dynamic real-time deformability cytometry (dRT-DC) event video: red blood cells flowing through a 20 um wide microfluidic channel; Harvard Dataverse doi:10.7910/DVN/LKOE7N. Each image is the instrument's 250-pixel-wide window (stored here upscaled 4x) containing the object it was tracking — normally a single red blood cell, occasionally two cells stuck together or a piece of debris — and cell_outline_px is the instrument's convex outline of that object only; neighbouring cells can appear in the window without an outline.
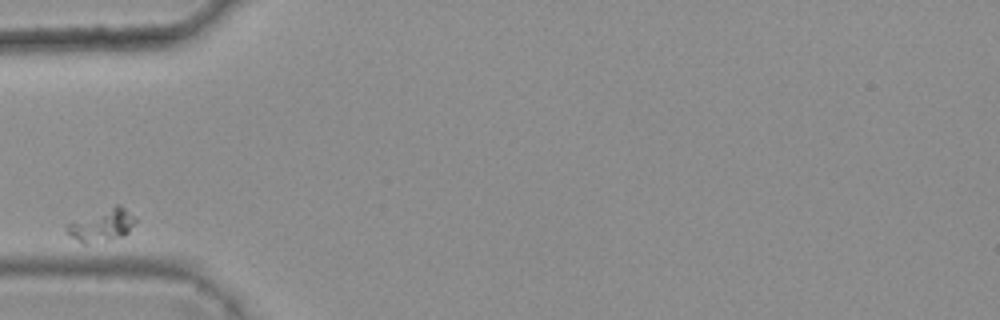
{"species": "common noctule bat (a hibernating species)", "species_latin": "Nyctalus noctula", "temperature_condition": "warm", "stored_images_in_passage": 5, "camera_frame_rate_fps": 3000, "um_per_image_px": 0.085, "animal": {"sex": "female", "body_mass_g": 25.1}, "frame": {"image": 1, "passage_image": 1, "time_ms": 0.0, "image_size_px": [1000, 320], "cell_outline_px": [[136, 220], [128, 232], [124, 236], [84, 244], [64, 232], [64, 228], [68, 224], [116, 204], [120, 204], [136, 216]], "centroid_in_image_um": [8.69, 19.13], "position_along_channel_um": 76.3, "area_um2": 12.66}}
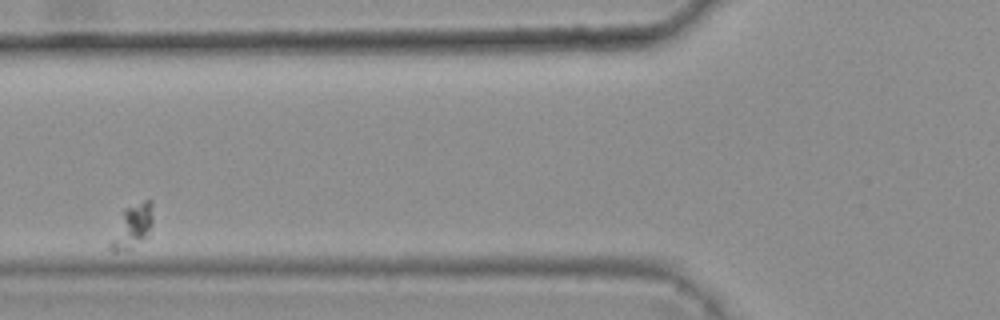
{"frame": {"image": 2, "passage_image": 2, "time_ms": 0.333, "image_size_px": [1000, 320], "cell_outline_px": [[152, 224], [144, 236], [132, 248], [116, 252], [112, 252], [108, 248], [108, 244], [124, 208], [144, 200], [152, 200]], "centroid_in_image_um": [11.19, 19.23], "position_along_channel_um": 114.6, "area_um2": 10.52}}